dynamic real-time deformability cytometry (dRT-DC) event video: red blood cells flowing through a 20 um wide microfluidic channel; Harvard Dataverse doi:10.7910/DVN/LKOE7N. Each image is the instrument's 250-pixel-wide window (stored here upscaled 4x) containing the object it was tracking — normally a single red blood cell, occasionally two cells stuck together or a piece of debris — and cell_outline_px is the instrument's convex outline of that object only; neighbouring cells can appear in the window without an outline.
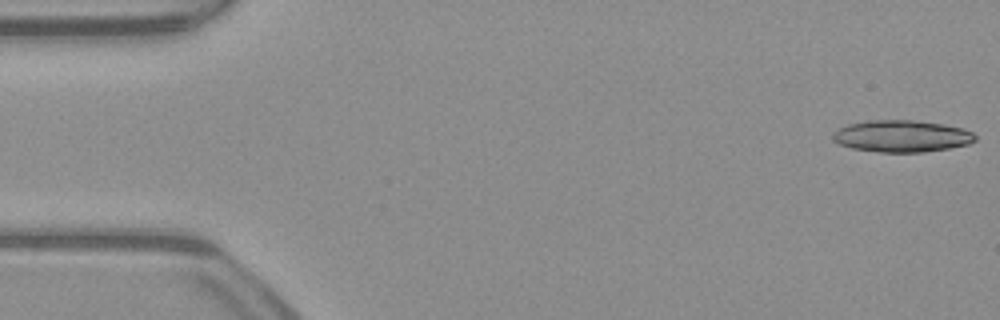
{"species": "common noctule bat (a hibernating species)", "species_latin": "Nyctalus noctula", "temperature_condition": "warm", "stored_images_in_passage": 17, "camera_frame_rate_fps": 3000, "um_per_image_px": 0.085, "animal": {"sex": "male", "body_mass_g": 23.1, "forearm_length_mm": 52.7}, "frame": {"image": 1, "passage_image": 1, "time_ms": 0.0, "image_size_px": [1000, 320], "cell_outline_px": [[976, 140], [968, 144], [948, 148], [924, 152], [880, 152], [852, 148], [840, 144], [832, 140], [832, 132], [848, 124], [864, 120], [912, 120], [944, 124], [964, 128], [972, 132], [976, 136]], "centroid_in_image_um": [76.64, 11.56], "position_along_channel_um": 8.4, "area_um2": 26.53}}